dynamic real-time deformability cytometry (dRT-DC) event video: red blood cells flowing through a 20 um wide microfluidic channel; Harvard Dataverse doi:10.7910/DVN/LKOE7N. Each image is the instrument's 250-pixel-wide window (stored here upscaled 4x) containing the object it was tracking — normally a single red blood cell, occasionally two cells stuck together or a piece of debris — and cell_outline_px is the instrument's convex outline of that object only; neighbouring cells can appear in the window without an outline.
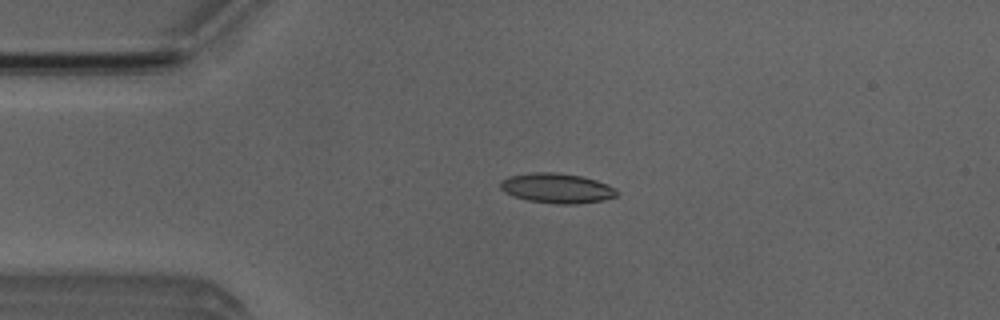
{"species": "Egyptian fruit bat (a non-hibernating species)", "species_latin": "Rousettus aegyptiacus", "temperature_condition": "room temperature", "stored_images_in_passage": 48, "camera_frame_rate_fps": 3000, "um_per_image_px": 0.085, "animal": {"sex": "male"}, "frame": {"image": 1, "passage_image": 8, "time_ms": 2.333, "image_size_px": [1000, 320], "cell_outline_px": [[620, 192], [616, 196], [604, 200], [576, 204], [560, 204], [528, 200], [512, 196], [504, 192], [500, 188], [500, 180], [508, 176], [532, 172], [556, 172], [580, 176], [596, 180], [616, 188]], "centroid_in_image_um": [47.32, 15.99], "position_along_channel_um": 37.7, "area_um2": 20.4}}
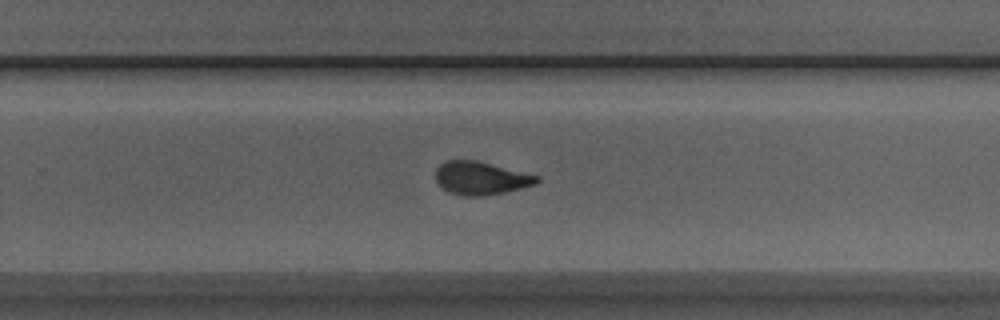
{"frame": {"image": 2, "passage_image": 29, "time_ms": 9.333, "image_size_px": [1000, 320], "cell_outline_px": [[540, 180], [536, 184], [504, 192], [484, 196], [464, 196], [448, 192], [440, 188], [436, 180], [436, 168], [440, 164], [448, 160], [476, 160], [540, 176]], "centroid_in_image_um": [40.85, 15.15], "position_along_channel_um": 289.0, "area_um2": 19.59}}
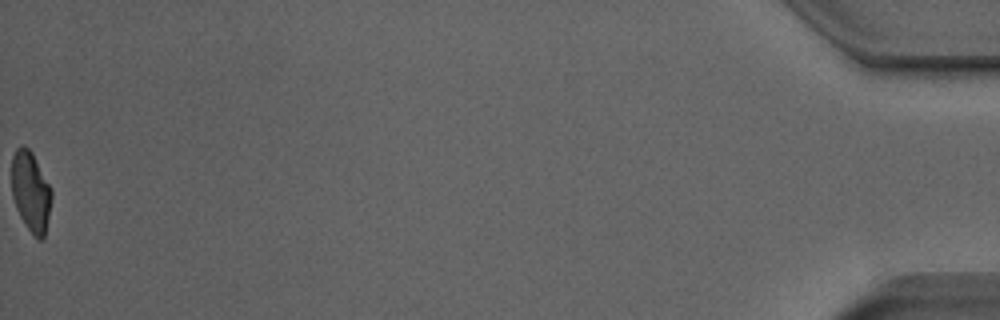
{"frame": {"image": 3, "passage_image": 48, "time_ms": 15.667, "image_size_px": [1000, 320], "cell_outline_px": [[52, 200], [44, 236], [40, 240], [28, 228], [20, 216], [16, 208], [12, 196], [12, 156], [16, 148], [20, 144], [24, 144], [32, 152], [52, 188]], "centroid_in_image_um": [2.62, 16.22], "position_along_channel_um": 432.6, "area_um2": 18.67}, "authors_computed_cell_mechanics": {"area_um2": 19.5653, "velocity_mm_per_s": 3.9942, "shape_relaxation_time_tau1_ms": 3.957, "shape_relaxation_time_tau2_ms": 1.2603, "deformation_change_tau1": 0.1893, "deformation_change_tau2": 0.0875}}